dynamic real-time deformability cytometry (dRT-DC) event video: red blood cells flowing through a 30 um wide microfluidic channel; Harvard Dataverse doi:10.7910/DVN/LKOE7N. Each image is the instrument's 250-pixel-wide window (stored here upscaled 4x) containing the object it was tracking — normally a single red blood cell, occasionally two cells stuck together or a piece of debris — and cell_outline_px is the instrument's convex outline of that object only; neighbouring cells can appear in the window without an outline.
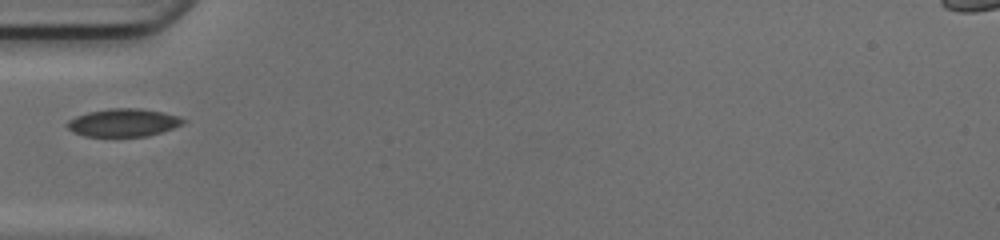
{"species": "common noctule bat (a hibernating species)", "species_latin": "Nyctalus noctula", "temperature_condition": "cold", "stored_images_in_passage": 32, "camera_frame_rate_fps": 3000, "um_per_image_px": 0.085, "animal": {"sex": "female", "body_mass_g": 17.0, "forearm_length_mm": 48.0}, "frame": {"image": 1, "passage_image": 1, "time_ms": 0.0, "image_size_px": [1000, 240], "cell_outline_px": [[184, 120], [180, 124], [172, 128], [148, 136], [84, 136], [72, 132], [68, 128], [68, 120], [76, 116], [88, 112], [108, 108], [140, 108], [160, 112], [176, 116]], "centroid_in_image_um": [10.41, 10.42], "position_along_channel_um": 74.6, "area_um2": 18.5}}